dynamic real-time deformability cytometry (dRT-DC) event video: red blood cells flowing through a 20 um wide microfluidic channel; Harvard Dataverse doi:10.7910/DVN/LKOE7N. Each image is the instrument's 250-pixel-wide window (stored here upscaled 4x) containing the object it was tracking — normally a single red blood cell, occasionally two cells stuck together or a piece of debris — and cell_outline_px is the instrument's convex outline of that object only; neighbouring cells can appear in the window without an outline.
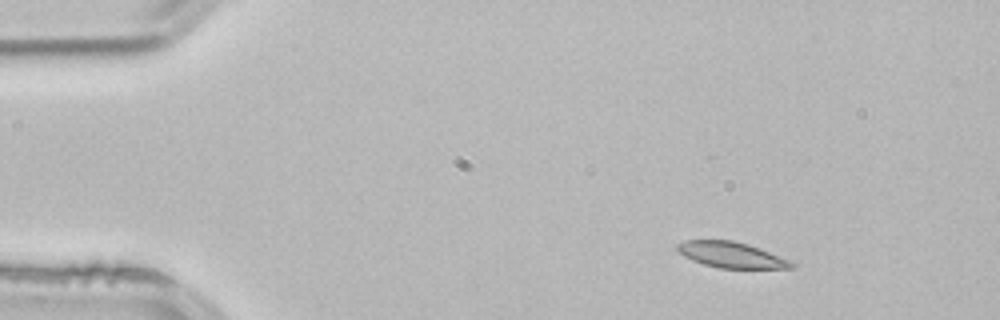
{"species": "common noctule bat (a hibernating species)", "species_latin": "Nyctalus noctula", "temperature_condition": "room temperature", "stored_images_in_passage": 3, "camera_frame_rate_fps": 3000, "um_per_image_px": 0.085, "animal": {"sex": "male", "body_mass_g": 21.5, "forearm_length_mm": 52.0}, "frame": {"image": 1, "passage_image": 1, "time_ms": 0.0, "image_size_px": [1000, 320], "cell_outline_px": [[796, 264], [792, 268], [720, 268], [704, 264], [692, 260], [684, 256], [676, 248], [676, 244], [684, 240], [732, 240], [748, 244], [788, 260]], "centroid_in_image_um": [62.11, 21.66], "position_along_channel_um": 22.9, "area_um2": 16.88}}
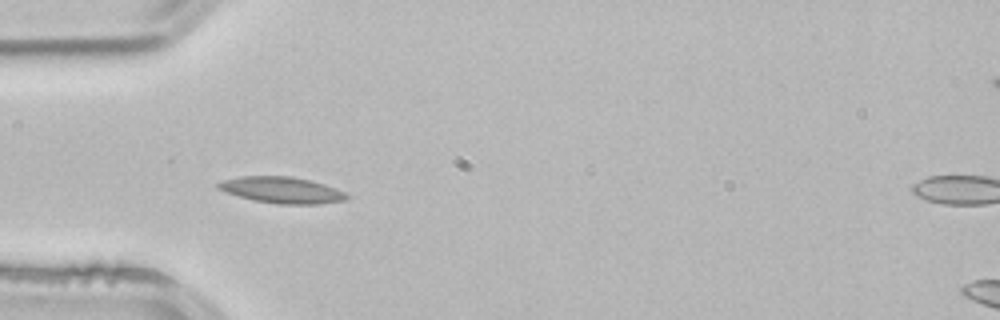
{"frame": {"image": 2, "passage_image": 3, "time_ms": 0.667, "image_size_px": [1000, 320], "cell_outline_px": [[352, 196], [348, 200], [320, 204], [280, 204], [256, 200], [240, 196], [216, 188], [216, 184], [220, 180], [240, 176], [292, 176], [324, 184], [344, 192]], "centroid_in_image_um": [23.98, 16.15], "position_along_channel_um": 61.0, "area_um2": 19.65}}